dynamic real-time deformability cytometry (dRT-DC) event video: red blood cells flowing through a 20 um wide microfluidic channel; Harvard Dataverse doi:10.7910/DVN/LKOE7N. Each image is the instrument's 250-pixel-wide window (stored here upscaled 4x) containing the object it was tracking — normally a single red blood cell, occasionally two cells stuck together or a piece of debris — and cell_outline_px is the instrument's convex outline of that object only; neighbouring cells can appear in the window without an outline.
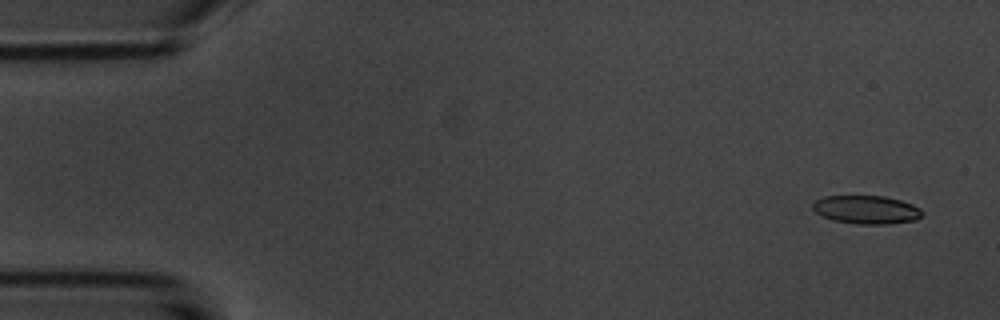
{"species": "common noctule bat (a hibernating species)", "species_latin": "Nyctalus noctula", "temperature_condition": "room temperature", "stored_images_in_passage": 6, "segment_of_instrument_passage": [2, 2], "camera_frame_rate_fps": 3000, "um_per_image_px": 0.085, "animal": {"sex": "male", "body_mass_g": 20.1, "forearm_length_mm": 53.5}, "frame": {"image": 1, "passage_image": 6, "time_ms": 5.667, "image_size_px": [1000, 320], "cell_outline_px": [[924, 212], [916, 220], [888, 224], [856, 224], [832, 220], [816, 212], [812, 208], [812, 204], [816, 200], [824, 196], [884, 196], [900, 200], [912, 204], [920, 208]], "centroid_in_image_um": [73.65, 17.82], "position_along_channel_um": 11.3, "area_um2": 18.09}}